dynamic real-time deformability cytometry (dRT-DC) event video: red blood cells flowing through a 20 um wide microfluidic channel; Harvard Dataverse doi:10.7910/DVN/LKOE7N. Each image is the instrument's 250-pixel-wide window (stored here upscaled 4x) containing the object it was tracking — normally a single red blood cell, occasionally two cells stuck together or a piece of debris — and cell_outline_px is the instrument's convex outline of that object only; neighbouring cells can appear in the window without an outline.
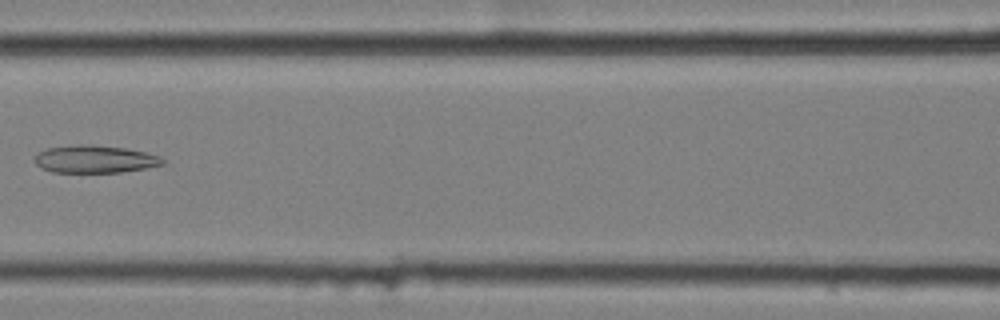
{"species": "common noctule bat (a hibernating species)", "species_latin": "Nyctalus noctula", "temperature_condition": "cold", "stored_images_in_passage": 17, "camera_frame_rate_fps": 3000, "um_per_image_px": 0.085, "animal": {"sex": "female", "body_mass_g": 25.1}, "frame": {"image": 1, "passage_image": 8, "time_ms": 2.333, "image_size_px": [1000, 320], "cell_outline_px": [[164, 164], [144, 168], [120, 172], [52, 172], [40, 168], [36, 164], [36, 156], [40, 152], [48, 148], [76, 144], [92, 144], [124, 148], [144, 152], [160, 156], [164, 160]], "centroid_in_image_um": [8.05, 13.52], "position_along_channel_um": 158.5, "area_um2": 20.4}}
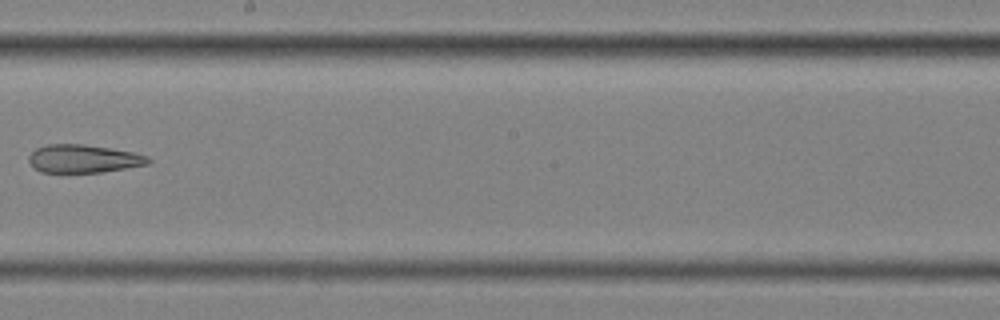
{"frame": {"image": 2, "passage_image": 10, "time_ms": 3.0, "image_size_px": [1000, 320], "cell_outline_px": [[152, 160], [148, 164], [104, 172], [40, 172], [28, 160], [28, 156], [36, 148], [48, 144], [84, 144], [132, 152], [148, 156]], "centroid_in_image_um": [7.1, 13.49], "position_along_channel_um": 241.1, "area_um2": 19.42}}
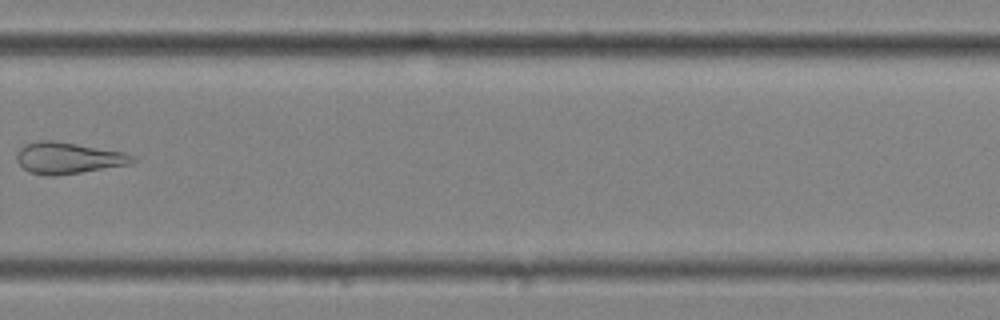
{"frame": {"image": 3, "passage_image": 12, "time_ms": 3.667, "image_size_px": [1000, 320], "cell_outline_px": [[136, 160], [132, 164], [56, 176], [48, 176], [28, 172], [16, 160], [16, 152], [20, 148], [28, 144], [40, 140], [52, 140], [124, 152], [132, 156]], "centroid_in_image_um": [5.78, 13.44], "position_along_channel_um": 324.0, "area_um2": 21.1}}